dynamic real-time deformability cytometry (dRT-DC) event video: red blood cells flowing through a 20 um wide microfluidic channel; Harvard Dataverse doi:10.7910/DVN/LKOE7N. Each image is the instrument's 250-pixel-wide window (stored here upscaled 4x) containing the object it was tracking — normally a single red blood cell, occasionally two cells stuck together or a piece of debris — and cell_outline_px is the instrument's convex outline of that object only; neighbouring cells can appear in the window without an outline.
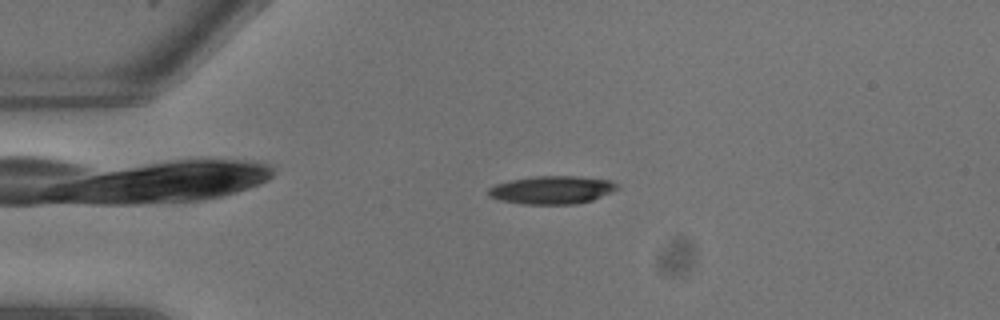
{"species": "common noctule bat (a hibernating species)", "species_latin": "Nyctalus noctula", "temperature_condition": "warm", "stored_images_in_passage": 8, "camera_frame_rate_fps": 3000, "um_per_image_px": 0.085, "animal": {"sex": "male", "body_mass_g": 13.3}, "frame": {"image": 1, "passage_image": 5, "time_ms": 1.333, "image_size_px": [1000, 320], "cell_outline_px": [[620, 188], [592, 200], [576, 204], [524, 204], [500, 200], [488, 196], [488, 188], [496, 184], [508, 180], [532, 176], [580, 176], [608, 180], [616, 184]], "centroid_in_image_um": [46.88, 16.14], "position_along_channel_um": 38.1, "area_um2": 21.1}}